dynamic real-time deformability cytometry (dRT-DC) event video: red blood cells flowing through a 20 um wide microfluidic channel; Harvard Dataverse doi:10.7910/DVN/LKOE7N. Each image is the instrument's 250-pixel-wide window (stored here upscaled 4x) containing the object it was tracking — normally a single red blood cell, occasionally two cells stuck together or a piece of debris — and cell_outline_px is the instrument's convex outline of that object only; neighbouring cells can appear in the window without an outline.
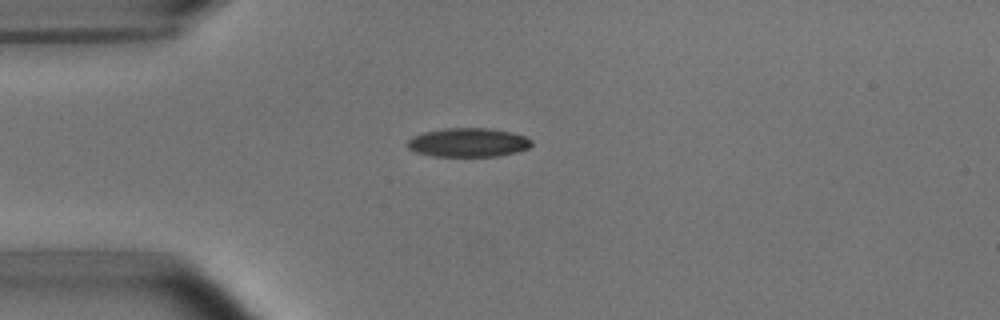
{"species": "common noctule bat (a hibernating species)", "species_latin": "Nyctalus noctula", "temperature_condition": "room temperature", "stored_images_in_passage": 1, "camera_frame_rate_fps": 3000, "um_per_image_px": 0.085, "animal": {"sex": "male", "body_mass_g": 15.6}, "frame": {"image": 1, "passage_image": 1, "time_ms": 0.0, "image_size_px": [1000, 320], "cell_outline_px": [[532, 144], [528, 148], [516, 152], [500, 156], [432, 156], [416, 152], [408, 148], [404, 144], [412, 136], [424, 132], [444, 128], [488, 128], [512, 132], [524, 136], [532, 140]], "centroid_in_image_um": [39.77, 12.11], "position_along_channel_um": 45.2, "area_um2": 21.04}}